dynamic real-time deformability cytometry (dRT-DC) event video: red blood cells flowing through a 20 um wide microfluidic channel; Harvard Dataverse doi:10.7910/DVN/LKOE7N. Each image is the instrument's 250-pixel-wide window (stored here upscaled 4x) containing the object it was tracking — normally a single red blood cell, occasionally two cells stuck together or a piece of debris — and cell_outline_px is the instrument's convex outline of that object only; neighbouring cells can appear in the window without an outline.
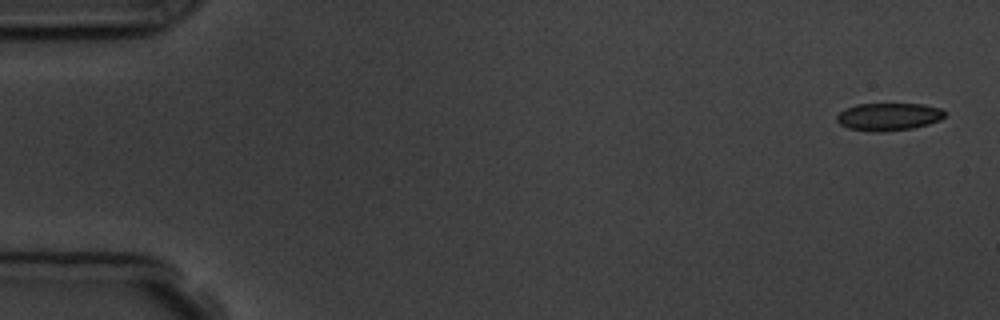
{"species": "common noctule bat (a hibernating species)", "species_latin": "Nyctalus noctula", "temperature_condition": "room temperature", "stored_images_in_passage": 5, "camera_frame_rate_fps": 3000, "um_per_image_px": 0.085, "animal": {"sex": "male", "body_mass_g": 19.5, "forearm_length_mm": 54.6}, "frame": {"image": 1, "passage_image": 1, "time_ms": 0.0, "image_size_px": [1000, 320], "cell_outline_px": [[948, 112], [940, 120], [928, 124], [912, 128], [880, 132], [872, 132], [848, 128], [840, 124], [836, 120], [836, 116], [844, 108], [856, 104], [924, 104], [940, 108]], "centroid_in_image_um": [75.53, 9.91], "position_along_channel_um": 9.5, "area_um2": 17.51}}
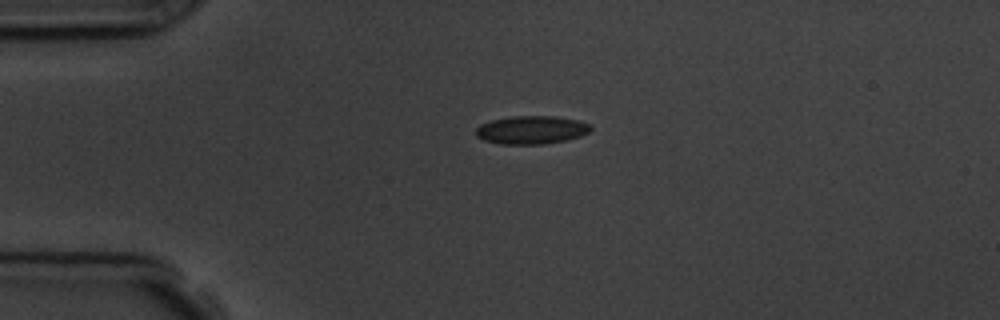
{"frame": {"image": 2, "passage_image": 4, "time_ms": 3.667, "image_size_px": [1000, 320], "cell_outline_px": [[592, 128], [588, 132], [580, 136], [564, 140], [544, 144], [500, 144], [484, 140], [476, 136], [476, 128], [480, 124], [492, 120], [512, 116], [556, 116], [580, 120], [588, 124]], "centroid_in_image_um": [45.16, 11.04], "position_along_channel_um": 39.8, "area_um2": 18.84}}